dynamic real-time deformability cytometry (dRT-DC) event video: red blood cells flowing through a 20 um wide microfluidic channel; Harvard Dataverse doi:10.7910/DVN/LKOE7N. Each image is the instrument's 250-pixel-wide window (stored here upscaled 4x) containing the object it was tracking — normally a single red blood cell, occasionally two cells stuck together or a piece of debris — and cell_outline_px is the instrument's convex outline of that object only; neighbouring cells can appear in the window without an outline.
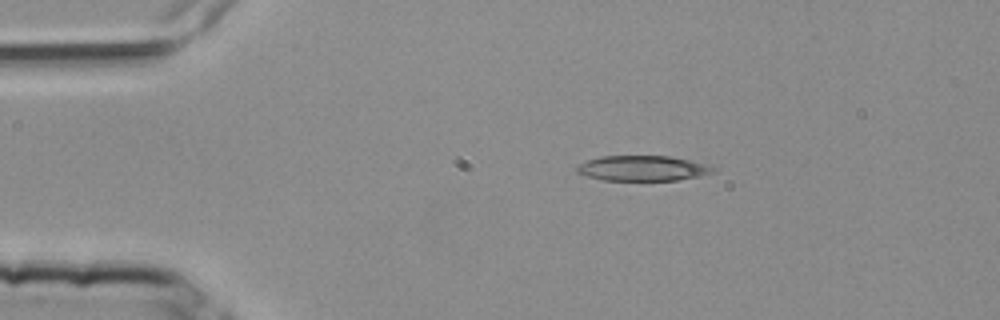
{"species": "common noctule bat (a hibernating species)", "species_latin": "Nyctalus noctula", "temperature_condition": "room temperature", "stored_images_in_passage": 3, "camera_frame_rate_fps": 3000, "um_per_image_px": 0.085, "animal": {"sex": "female", "body_mass_g": 25.1}, "frame": {"image": 1, "passage_image": 2, "time_ms": 0.333, "image_size_px": [1000, 320], "cell_outline_px": [[716, 172], [700, 176], [676, 180], [600, 180], [584, 176], [576, 172], [576, 164], [600, 156], [668, 156], [708, 164], [716, 168]], "centroid_in_image_um": [54.59, 14.3], "position_along_channel_um": 30.4, "area_um2": 20.23}}